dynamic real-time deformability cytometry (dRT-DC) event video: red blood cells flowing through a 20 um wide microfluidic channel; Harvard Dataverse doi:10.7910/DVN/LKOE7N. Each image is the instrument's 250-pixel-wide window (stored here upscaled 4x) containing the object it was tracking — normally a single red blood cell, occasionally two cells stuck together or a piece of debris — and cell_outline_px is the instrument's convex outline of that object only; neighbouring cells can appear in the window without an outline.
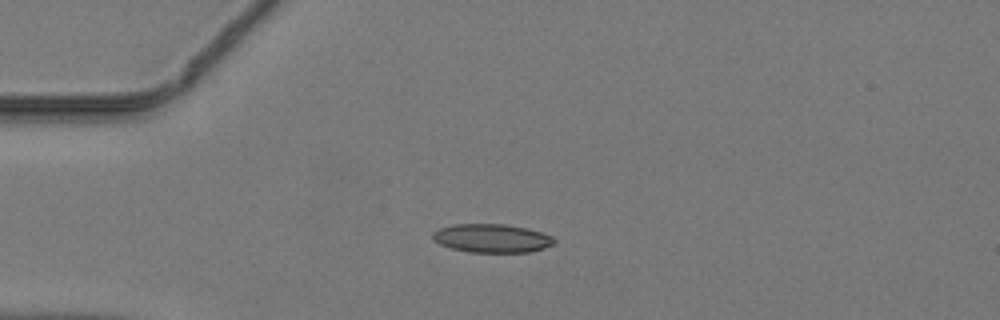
{"species": "common noctule bat (a hibernating species)", "species_latin": "Nyctalus noctula", "temperature_condition": "warm", "stored_images_in_passage": 18, "camera_frame_rate_fps": 3000, "um_per_image_px": 0.085, "animal": {"sex": "male", "body_mass_g": 19.2, "forearm_length_mm": 51.8}, "frame": {"image": 1, "passage_image": 1, "time_ms": 0.0, "image_size_px": [1000, 320], "cell_outline_px": [[556, 240], [552, 244], [544, 248], [528, 252], [468, 252], [452, 248], [440, 244], [432, 240], [432, 232], [440, 228], [452, 224], [504, 224], [528, 228], [552, 236]], "centroid_in_image_um": [41.78, 20.24], "position_along_channel_um": 43.2, "area_um2": 20.23}}
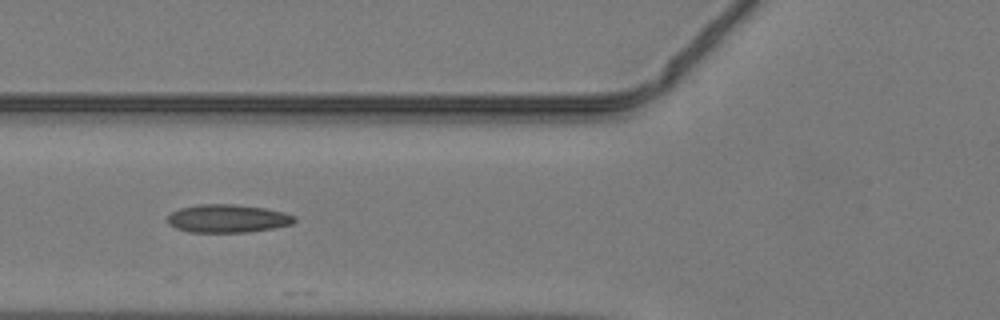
{"frame": {"image": 2, "passage_image": 7, "time_ms": 2.0, "image_size_px": [1000, 320], "cell_outline_px": [[296, 220], [292, 224], [272, 228], [248, 232], [188, 232], [176, 228], [168, 224], [168, 216], [172, 212], [180, 208], [200, 204], [232, 204], [264, 208], [284, 212], [296, 216]], "centroid_in_image_um": [19.35, 18.57], "position_along_channel_um": 106.5, "area_um2": 20.75}}
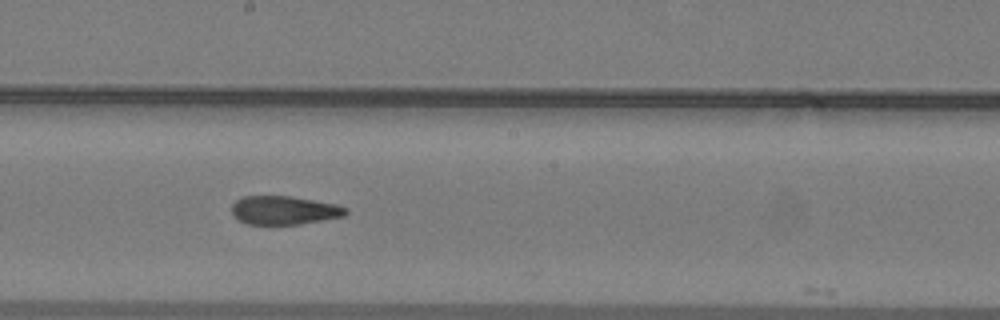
{"frame": {"image": 3, "passage_image": 15, "time_ms": 4.667, "image_size_px": [1000, 320], "cell_outline_px": [[348, 212], [344, 216], [300, 224], [248, 224], [232, 216], [232, 204], [236, 200], [244, 196], [288, 196], [336, 204], [348, 208]], "centroid_in_image_um": [24.14, 17.87], "position_along_channel_um": 224.1, "area_um2": 18.9}}